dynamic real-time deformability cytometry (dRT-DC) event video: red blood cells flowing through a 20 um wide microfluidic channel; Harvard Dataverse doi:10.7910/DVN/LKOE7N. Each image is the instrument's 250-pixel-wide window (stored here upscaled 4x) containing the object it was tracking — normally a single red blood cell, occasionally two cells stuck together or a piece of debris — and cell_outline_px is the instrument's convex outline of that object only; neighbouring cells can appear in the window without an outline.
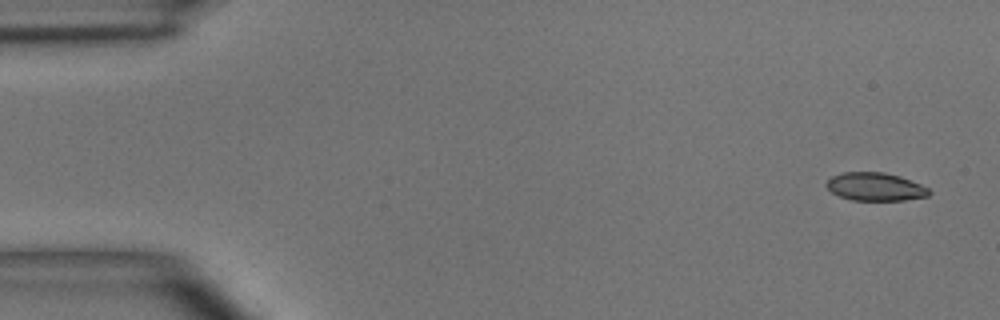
{"species": "common noctule bat (a hibernating species)", "species_latin": "Nyctalus noctula", "temperature_condition": "room temperature", "stored_images_in_passage": 5, "camera_frame_rate_fps": 3000, "um_per_image_px": 0.085, "animal": {"sex": "male", "body_mass_g": 15.6}, "frame": {"image": 1, "passage_image": 1, "time_ms": 0.0, "image_size_px": [1000, 320], "cell_outline_px": [[932, 192], [928, 196], [904, 200], [852, 200], [840, 196], [832, 192], [824, 184], [832, 176], [844, 172], [884, 172], [900, 176], [920, 184], [928, 188]], "centroid_in_image_um": [74.4, 15.87], "position_along_channel_um": 10.6, "area_um2": 16.76}}
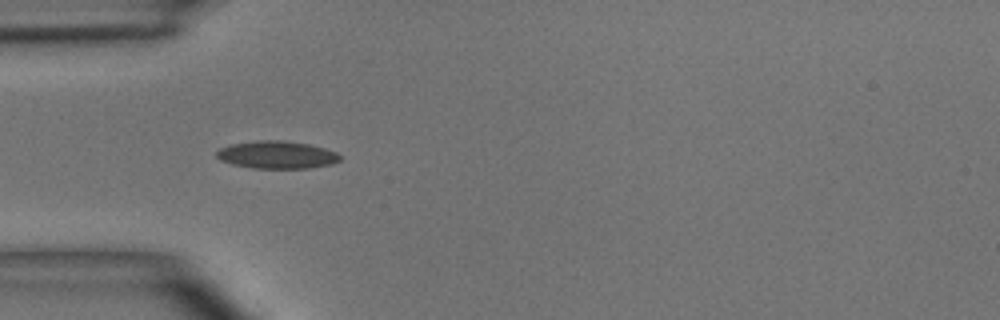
{"frame": {"image": 2, "passage_image": 4, "time_ms": 4.333, "image_size_px": [1000, 320], "cell_outline_px": [[340, 160], [332, 164], [308, 168], [252, 168], [232, 164], [220, 160], [216, 156], [216, 152], [220, 148], [232, 144], [256, 140], [280, 140], [308, 144], [324, 148], [336, 152], [340, 156]], "centroid_in_image_um": [23.51, 13.16], "position_along_channel_um": 61.5, "area_um2": 19.77}}
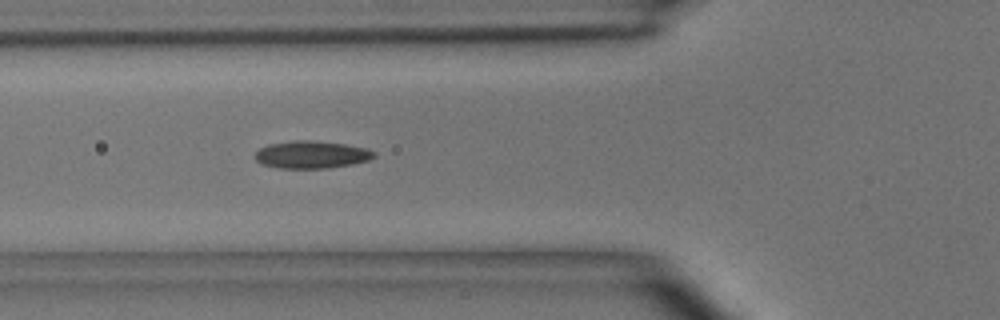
{"frame": {"image": 3, "passage_image": 5, "time_ms": 5.333, "image_size_px": [1000, 320], "cell_outline_px": [[376, 156], [368, 160], [352, 164], [328, 168], [280, 168], [260, 164], [256, 160], [256, 152], [260, 148], [268, 144], [292, 140], [312, 140], [344, 144], [368, 148], [376, 152]], "centroid_in_image_um": [26.49, 13.14], "position_along_channel_um": 99.3, "area_um2": 19.13}}